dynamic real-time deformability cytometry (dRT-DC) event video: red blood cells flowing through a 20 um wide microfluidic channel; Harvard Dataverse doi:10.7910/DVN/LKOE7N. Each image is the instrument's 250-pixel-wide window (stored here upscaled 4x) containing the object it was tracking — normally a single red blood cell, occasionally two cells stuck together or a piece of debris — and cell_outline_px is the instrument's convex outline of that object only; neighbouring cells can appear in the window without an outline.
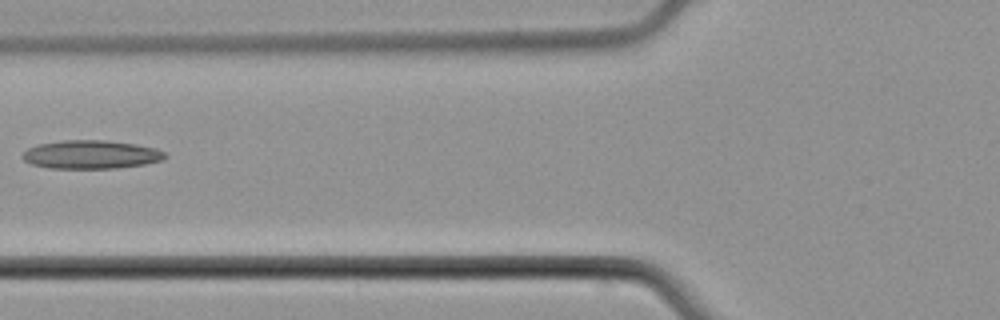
{"species": "common noctule bat (a hibernating species)", "species_latin": "Nyctalus noctula", "temperature_condition": "cold", "stored_images_in_passage": 6, "camera_frame_rate_fps": 3000, "um_per_image_px": 0.085, "animal": {"sex": "male", "body_mass_g": 21.5, "forearm_length_mm": 52.0}, "frame": {"image": 1, "passage_image": 6, "time_ms": 6.333, "image_size_px": [1000, 320], "cell_outline_px": [[168, 156], [160, 160], [144, 164], [116, 168], [52, 168], [32, 164], [24, 160], [20, 156], [28, 148], [36, 144], [64, 140], [104, 140], [136, 144], [156, 148], [164, 152]], "centroid_in_image_um": [7.72, 13.12], "position_along_channel_um": 118.1, "area_um2": 23.58}}